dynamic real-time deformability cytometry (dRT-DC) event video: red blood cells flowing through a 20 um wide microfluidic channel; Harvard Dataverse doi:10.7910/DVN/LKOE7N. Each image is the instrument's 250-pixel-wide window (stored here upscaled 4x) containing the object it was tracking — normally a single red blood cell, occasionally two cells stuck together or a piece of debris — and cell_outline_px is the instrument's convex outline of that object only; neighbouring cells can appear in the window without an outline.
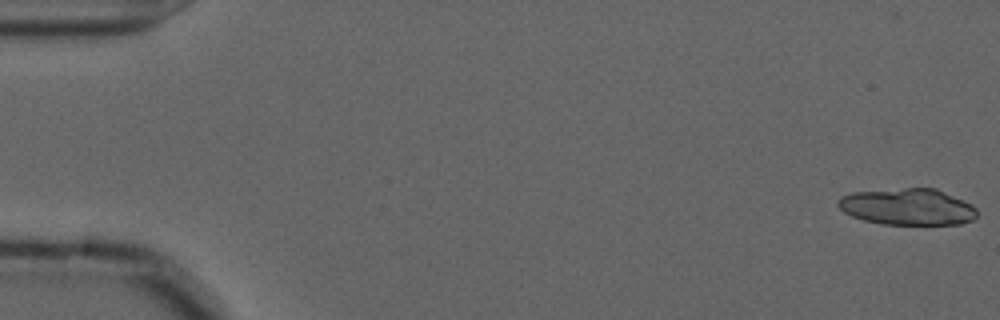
{"species": "common noctule bat (a hibernating species)", "species_latin": "Nyctalus noctula", "temperature_condition": "cold", "stored_images_in_passage": 13, "camera_frame_rate_fps": 3000, "um_per_image_px": 0.085, "animal": {"sex": "male", "forearm_length_mm": 52.5}, "frame": {"image": 1, "passage_image": 1, "time_ms": 0.0, "image_size_px": [1000, 320], "cell_outline_px": [[976, 216], [972, 220], [960, 224], [884, 224], [864, 220], [852, 216], [844, 212], [836, 204], [836, 200], [840, 196], [852, 192], [904, 188], [936, 188], [964, 200], [972, 204], [976, 208]], "centroid_in_image_um": [77.13, 17.57], "position_along_channel_um": 7.9, "area_um2": 29.65}}